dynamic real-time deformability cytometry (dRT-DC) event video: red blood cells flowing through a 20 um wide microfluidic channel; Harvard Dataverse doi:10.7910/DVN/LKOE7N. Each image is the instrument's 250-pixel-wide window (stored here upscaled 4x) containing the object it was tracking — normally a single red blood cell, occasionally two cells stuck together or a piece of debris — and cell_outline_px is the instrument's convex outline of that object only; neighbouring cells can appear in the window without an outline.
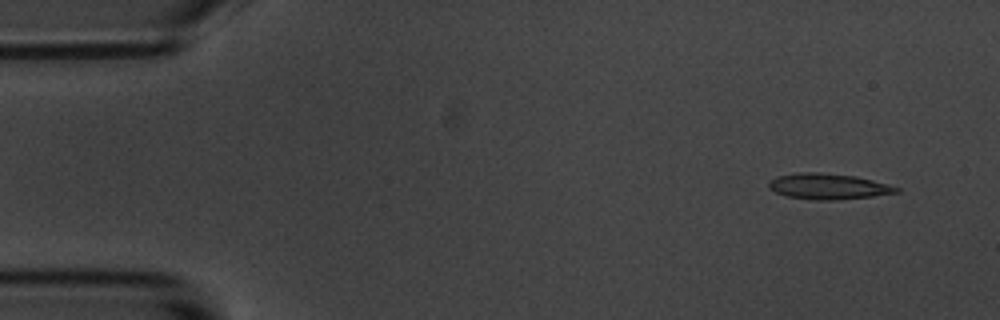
{"species": "common noctule bat (a hibernating species)", "species_latin": "Nyctalus noctula", "temperature_condition": "room temperature", "stored_images_in_passage": 5, "camera_frame_rate_fps": 3000, "um_per_image_px": 0.085, "animal": {"sex": "male", "body_mass_g": 20.1, "forearm_length_mm": 53.5}, "frame": {"image": 1, "passage_image": 1, "time_ms": 0.0, "image_size_px": [1000, 320], "cell_outline_px": [[900, 192], [872, 196], [836, 200], [812, 200], [788, 196], [776, 192], [768, 188], [768, 180], [776, 176], [796, 172], [820, 172], [856, 176], [872, 180], [900, 188]], "centroid_in_image_um": [70.35, 15.83], "position_along_channel_um": 14.6, "area_um2": 19.25}}
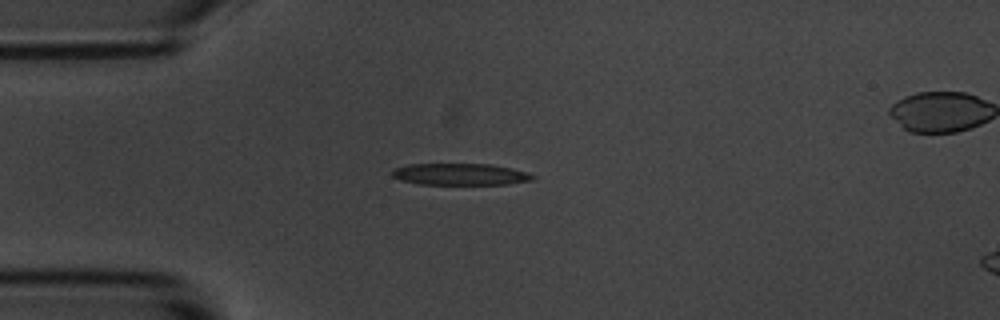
{"frame": {"image": 2, "passage_image": 4, "time_ms": 3.333, "image_size_px": [1000, 320], "cell_outline_px": [[536, 180], [508, 184], [420, 184], [400, 180], [392, 176], [392, 172], [396, 168], [408, 164], [492, 164], [512, 168], [528, 172], [536, 176]], "centroid_in_image_um": [39.19, 14.81], "position_along_channel_um": 45.8, "area_um2": 17.86}}